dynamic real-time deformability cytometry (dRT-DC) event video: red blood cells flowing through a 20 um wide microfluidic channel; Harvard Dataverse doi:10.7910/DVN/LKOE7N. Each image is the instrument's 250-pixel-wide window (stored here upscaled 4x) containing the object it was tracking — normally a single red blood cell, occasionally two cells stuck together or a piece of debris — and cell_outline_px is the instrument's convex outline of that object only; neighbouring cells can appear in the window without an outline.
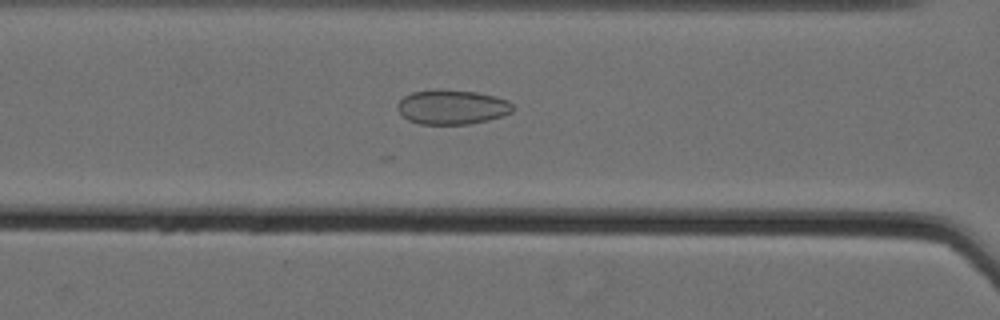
{"species": "Egyptian fruit bat (a non-hibernating species)", "species_latin": "Rousettus aegyptiacus", "temperature_condition": "cold", "stored_images_in_passage": 38, "camera_frame_rate_fps": 3000, "um_per_image_px": 0.085, "animal": {"sex": "female"}, "frame": {"image": 1, "passage_image": 14, "time_ms": 4.333, "image_size_px": [1000, 320], "cell_outline_px": [[512, 112], [504, 116], [488, 120], [468, 124], [420, 124], [408, 120], [396, 108], [400, 100], [404, 96], [412, 92], [436, 88], [440, 88], [476, 92], [496, 96], [508, 100], [512, 104]], "centroid_in_image_um": [38.43, 9.08], "position_along_channel_um": 128.2, "area_um2": 23.47}}
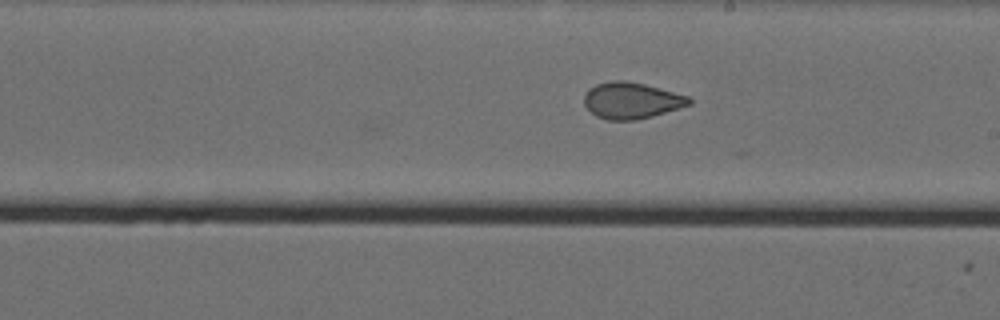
{"frame": {"image": 2, "passage_image": 23, "time_ms": 7.333, "image_size_px": [1000, 320], "cell_outline_px": [[692, 104], [680, 108], [652, 116], [636, 120], [608, 120], [596, 116], [584, 104], [584, 96], [588, 88], [596, 84], [612, 80], [624, 80], [644, 84], [660, 88], [688, 96], [692, 100]], "centroid_in_image_um": [53.67, 8.54], "position_along_channel_um": 235.3, "area_um2": 22.25}}
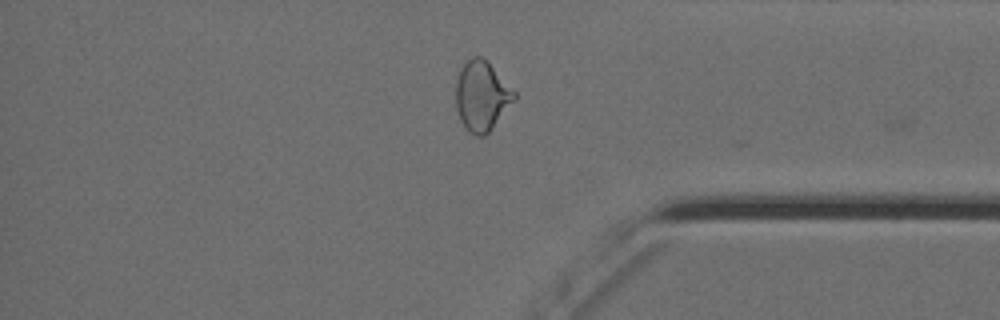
{"frame": {"image": 3, "passage_image": 37, "time_ms": 12.0, "image_size_px": [1000, 320], "cell_outline_px": [[516, 96], [488, 132], [484, 136], [476, 136], [468, 132], [460, 120], [456, 108], [456, 80], [460, 68], [472, 56], [480, 56], [488, 60], [516, 92]], "centroid_in_image_um": [40.92, 8.12], "position_along_channel_um": 394.3, "area_um2": 23.64}, "authors_computed_cell_mechanics": {"area_um2": 22.7443, "velocity_mm_per_s": 3.569, "shape_relaxation_time_tau1_ms": null, "shape_relaxation_time_tau2_ms": 1.4671, "deformation_change_tau1": null, "deformation_change_tau2": 0.0627}}